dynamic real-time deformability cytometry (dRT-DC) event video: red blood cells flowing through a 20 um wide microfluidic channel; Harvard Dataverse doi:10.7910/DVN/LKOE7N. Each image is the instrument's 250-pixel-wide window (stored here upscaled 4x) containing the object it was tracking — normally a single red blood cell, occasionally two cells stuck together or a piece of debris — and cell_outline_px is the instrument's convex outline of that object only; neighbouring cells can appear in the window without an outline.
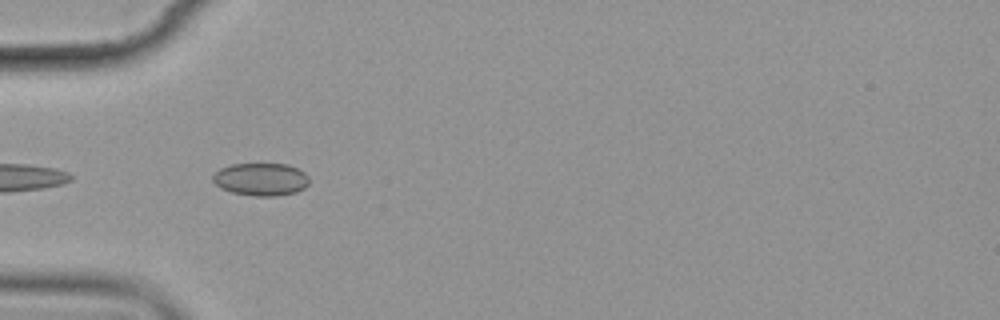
{"species": "common noctule bat (a hibernating species)", "species_latin": "Nyctalus noctula", "temperature_condition": "cold", "stored_images_in_passage": 6, "camera_frame_rate_fps": 3000, "um_per_image_px": 0.085, "animal": {"sex": "female", "body_mass_g": 19.9}, "frame": {"image": 1, "passage_image": 6, "time_ms": 6.0, "image_size_px": [1000, 320], "cell_outline_px": [[308, 184], [304, 188], [296, 192], [276, 196], [256, 196], [232, 192], [220, 188], [212, 180], [212, 176], [220, 168], [232, 164], [288, 164], [304, 172], [308, 176]], "centroid_in_image_um": [22.17, 15.24], "position_along_channel_um": 62.8, "area_um2": 18.32}}